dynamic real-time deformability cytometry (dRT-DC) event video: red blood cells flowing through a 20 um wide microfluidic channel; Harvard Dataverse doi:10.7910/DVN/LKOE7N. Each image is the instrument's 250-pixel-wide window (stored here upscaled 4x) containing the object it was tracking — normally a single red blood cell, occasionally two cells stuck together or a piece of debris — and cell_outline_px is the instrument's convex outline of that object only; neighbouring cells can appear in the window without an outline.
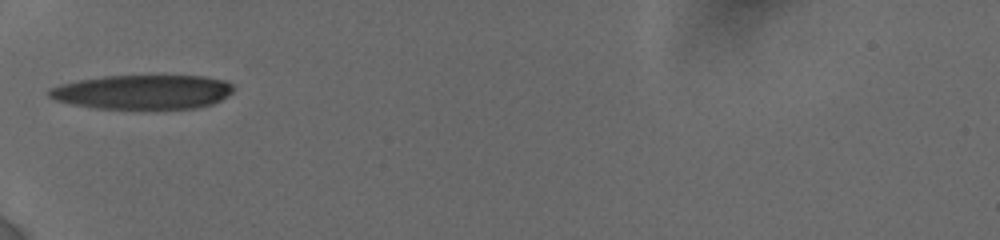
{"species": "human", "species_latin": "Homo sapiens", "temperature_condition": "cold", "stored_images_in_passage": 9, "camera_frame_rate_fps": 3000, "um_per_image_px": 0.085, "donor": {"sex": "female"}, "frame": {"image": 1, "passage_image": 1, "time_ms": 0.0, "image_size_px": [1000, 240], "cell_outline_px": [[236, 88], [228, 96], [212, 104], [196, 108], [144, 112], [92, 108], [72, 104], [56, 100], [48, 96], [48, 88], [60, 84], [76, 80], [104, 76], [204, 76], [224, 80], [232, 84]], "centroid_in_image_um": [12.14, 7.87], "position_along_channel_um": 72.9, "area_um2": 38.44}}
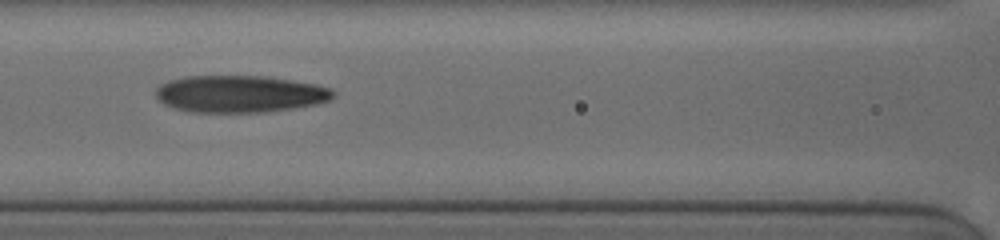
{"frame": {"image": 2, "passage_image": 6, "time_ms": 2.0, "image_size_px": [1000, 240], "cell_outline_px": [[336, 96], [332, 100], [316, 104], [292, 108], [264, 112], [192, 112], [176, 108], [164, 104], [156, 96], [156, 88], [160, 84], [168, 80], [184, 76], [268, 76], [316, 84], [332, 88], [336, 92]], "centroid_in_image_um": [20.43, 7.97], "position_along_channel_um": 146.2, "area_um2": 38.55}}
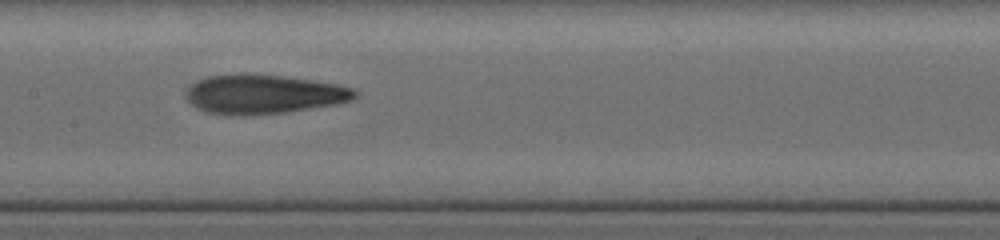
{"frame": {"image": 3, "passage_image": 8, "time_ms": 3.0, "image_size_px": [1000, 240], "cell_outline_px": [[360, 92], [352, 100], [336, 104], [284, 112], [244, 116], [208, 112], [196, 108], [184, 96], [184, 92], [196, 80], [208, 76], [240, 72], [244, 72], [284, 76], [312, 80], [336, 84], [356, 88]], "centroid_in_image_um": [22.39, 7.98], "position_along_channel_um": 185.0, "area_um2": 39.07}}